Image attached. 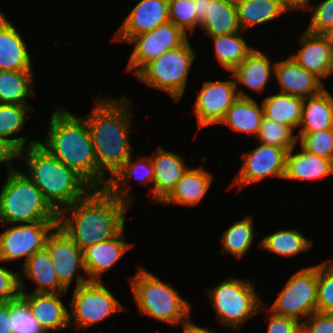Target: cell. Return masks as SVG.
I'll return each mask as SVG.
<instances>
[{
    "label": "cell",
    "instance_id": "1",
    "mask_svg": "<svg viewBox=\"0 0 333 333\" xmlns=\"http://www.w3.org/2000/svg\"><path fill=\"white\" fill-rule=\"evenodd\" d=\"M130 207L106 189H93L85 198L58 213V227L84 250L114 238L124 228ZM68 213L70 216L65 218Z\"/></svg>",
    "mask_w": 333,
    "mask_h": 333
},
{
    "label": "cell",
    "instance_id": "2",
    "mask_svg": "<svg viewBox=\"0 0 333 333\" xmlns=\"http://www.w3.org/2000/svg\"><path fill=\"white\" fill-rule=\"evenodd\" d=\"M98 97L90 113L84 116L91 137L98 169L105 175L114 173L132 156L129 131L132 127L131 102ZM128 108V109H127Z\"/></svg>",
    "mask_w": 333,
    "mask_h": 333
},
{
    "label": "cell",
    "instance_id": "3",
    "mask_svg": "<svg viewBox=\"0 0 333 333\" xmlns=\"http://www.w3.org/2000/svg\"><path fill=\"white\" fill-rule=\"evenodd\" d=\"M58 108V109H57ZM52 113L45 143L40 144L67 167L82 176L93 189H105L109 178L98 169L92 137L84 117L57 107Z\"/></svg>",
    "mask_w": 333,
    "mask_h": 333
},
{
    "label": "cell",
    "instance_id": "4",
    "mask_svg": "<svg viewBox=\"0 0 333 333\" xmlns=\"http://www.w3.org/2000/svg\"><path fill=\"white\" fill-rule=\"evenodd\" d=\"M20 158L27 162L28 172L25 174L57 213L63 209L62 206L73 205L93 190L82 176L53 156L40 142L20 150Z\"/></svg>",
    "mask_w": 333,
    "mask_h": 333
},
{
    "label": "cell",
    "instance_id": "5",
    "mask_svg": "<svg viewBox=\"0 0 333 333\" xmlns=\"http://www.w3.org/2000/svg\"><path fill=\"white\" fill-rule=\"evenodd\" d=\"M129 283L140 314L172 326L190 322L187 320L192 310L190 303L180 297L179 292L170 284L162 282L152 272L140 267Z\"/></svg>",
    "mask_w": 333,
    "mask_h": 333
},
{
    "label": "cell",
    "instance_id": "6",
    "mask_svg": "<svg viewBox=\"0 0 333 333\" xmlns=\"http://www.w3.org/2000/svg\"><path fill=\"white\" fill-rule=\"evenodd\" d=\"M0 221L3 225L58 221V213L30 178L15 170L7 174L0 192Z\"/></svg>",
    "mask_w": 333,
    "mask_h": 333
},
{
    "label": "cell",
    "instance_id": "7",
    "mask_svg": "<svg viewBox=\"0 0 333 333\" xmlns=\"http://www.w3.org/2000/svg\"><path fill=\"white\" fill-rule=\"evenodd\" d=\"M254 286L250 281L230 277L210 289L207 293L217 314L216 321L239 330L252 316L265 311Z\"/></svg>",
    "mask_w": 333,
    "mask_h": 333
},
{
    "label": "cell",
    "instance_id": "8",
    "mask_svg": "<svg viewBox=\"0 0 333 333\" xmlns=\"http://www.w3.org/2000/svg\"><path fill=\"white\" fill-rule=\"evenodd\" d=\"M196 54L189 39L146 64L136 77L150 87L164 91L179 101L186 88L188 74Z\"/></svg>",
    "mask_w": 333,
    "mask_h": 333
},
{
    "label": "cell",
    "instance_id": "9",
    "mask_svg": "<svg viewBox=\"0 0 333 333\" xmlns=\"http://www.w3.org/2000/svg\"><path fill=\"white\" fill-rule=\"evenodd\" d=\"M69 312V325L73 327L75 318L77 329H87L113 313L123 310L121 303L113 296L102 281H89L78 275Z\"/></svg>",
    "mask_w": 333,
    "mask_h": 333
},
{
    "label": "cell",
    "instance_id": "10",
    "mask_svg": "<svg viewBox=\"0 0 333 333\" xmlns=\"http://www.w3.org/2000/svg\"><path fill=\"white\" fill-rule=\"evenodd\" d=\"M277 315L301 321L317 311V265L302 268L291 276L271 305Z\"/></svg>",
    "mask_w": 333,
    "mask_h": 333
},
{
    "label": "cell",
    "instance_id": "11",
    "mask_svg": "<svg viewBox=\"0 0 333 333\" xmlns=\"http://www.w3.org/2000/svg\"><path fill=\"white\" fill-rule=\"evenodd\" d=\"M58 221H37L7 228L0 233V261L23 259L24 263L35 253L45 249L48 236Z\"/></svg>",
    "mask_w": 333,
    "mask_h": 333
},
{
    "label": "cell",
    "instance_id": "12",
    "mask_svg": "<svg viewBox=\"0 0 333 333\" xmlns=\"http://www.w3.org/2000/svg\"><path fill=\"white\" fill-rule=\"evenodd\" d=\"M188 39L179 27L168 21L156 29L132 37L127 43L134 44L126 70L136 75L146 64L157 59L168 50L182 45Z\"/></svg>",
    "mask_w": 333,
    "mask_h": 333
},
{
    "label": "cell",
    "instance_id": "13",
    "mask_svg": "<svg viewBox=\"0 0 333 333\" xmlns=\"http://www.w3.org/2000/svg\"><path fill=\"white\" fill-rule=\"evenodd\" d=\"M287 154V150L260 143L255 149L242 155L244 162L233 185L243 188L266 177L284 179Z\"/></svg>",
    "mask_w": 333,
    "mask_h": 333
},
{
    "label": "cell",
    "instance_id": "14",
    "mask_svg": "<svg viewBox=\"0 0 333 333\" xmlns=\"http://www.w3.org/2000/svg\"><path fill=\"white\" fill-rule=\"evenodd\" d=\"M237 86L234 80L204 82L196 98L194 110L198 129L220 123L238 98Z\"/></svg>",
    "mask_w": 333,
    "mask_h": 333
},
{
    "label": "cell",
    "instance_id": "15",
    "mask_svg": "<svg viewBox=\"0 0 333 333\" xmlns=\"http://www.w3.org/2000/svg\"><path fill=\"white\" fill-rule=\"evenodd\" d=\"M169 21L168 0H140L117 30L114 40L128 42Z\"/></svg>",
    "mask_w": 333,
    "mask_h": 333
},
{
    "label": "cell",
    "instance_id": "16",
    "mask_svg": "<svg viewBox=\"0 0 333 333\" xmlns=\"http://www.w3.org/2000/svg\"><path fill=\"white\" fill-rule=\"evenodd\" d=\"M45 249L60 282L68 289L78 269L85 272L83 250L58 226L48 236Z\"/></svg>",
    "mask_w": 333,
    "mask_h": 333
},
{
    "label": "cell",
    "instance_id": "17",
    "mask_svg": "<svg viewBox=\"0 0 333 333\" xmlns=\"http://www.w3.org/2000/svg\"><path fill=\"white\" fill-rule=\"evenodd\" d=\"M302 48L290 56L321 81L333 74V49L322 34L304 31L299 36Z\"/></svg>",
    "mask_w": 333,
    "mask_h": 333
},
{
    "label": "cell",
    "instance_id": "18",
    "mask_svg": "<svg viewBox=\"0 0 333 333\" xmlns=\"http://www.w3.org/2000/svg\"><path fill=\"white\" fill-rule=\"evenodd\" d=\"M124 228L114 237L91 245L83 250V264L89 281H102V273L114 264L134 245L124 242Z\"/></svg>",
    "mask_w": 333,
    "mask_h": 333
},
{
    "label": "cell",
    "instance_id": "19",
    "mask_svg": "<svg viewBox=\"0 0 333 333\" xmlns=\"http://www.w3.org/2000/svg\"><path fill=\"white\" fill-rule=\"evenodd\" d=\"M64 293H24L20 298L28 305L32 315L37 319L42 329L49 333L69 327V311L60 299Z\"/></svg>",
    "mask_w": 333,
    "mask_h": 333
},
{
    "label": "cell",
    "instance_id": "20",
    "mask_svg": "<svg viewBox=\"0 0 333 333\" xmlns=\"http://www.w3.org/2000/svg\"><path fill=\"white\" fill-rule=\"evenodd\" d=\"M273 64L281 93L308 98L325 88L317 76L301 67L290 55Z\"/></svg>",
    "mask_w": 333,
    "mask_h": 333
},
{
    "label": "cell",
    "instance_id": "21",
    "mask_svg": "<svg viewBox=\"0 0 333 333\" xmlns=\"http://www.w3.org/2000/svg\"><path fill=\"white\" fill-rule=\"evenodd\" d=\"M151 157L154 168L153 194L154 202L160 203L175 187L189 169L184 158L177 153L158 147Z\"/></svg>",
    "mask_w": 333,
    "mask_h": 333
},
{
    "label": "cell",
    "instance_id": "22",
    "mask_svg": "<svg viewBox=\"0 0 333 333\" xmlns=\"http://www.w3.org/2000/svg\"><path fill=\"white\" fill-rule=\"evenodd\" d=\"M27 45L20 32L0 11V71L32 70Z\"/></svg>",
    "mask_w": 333,
    "mask_h": 333
},
{
    "label": "cell",
    "instance_id": "23",
    "mask_svg": "<svg viewBox=\"0 0 333 333\" xmlns=\"http://www.w3.org/2000/svg\"><path fill=\"white\" fill-rule=\"evenodd\" d=\"M238 98L227 110L225 116L220 121L221 124L228 125L232 130L239 133L254 134L257 136L262 120L264 118L263 107L242 90H237Z\"/></svg>",
    "mask_w": 333,
    "mask_h": 333
},
{
    "label": "cell",
    "instance_id": "24",
    "mask_svg": "<svg viewBox=\"0 0 333 333\" xmlns=\"http://www.w3.org/2000/svg\"><path fill=\"white\" fill-rule=\"evenodd\" d=\"M212 180L213 174L207 172L204 167L189 168L160 203L194 206L205 197Z\"/></svg>",
    "mask_w": 333,
    "mask_h": 333
},
{
    "label": "cell",
    "instance_id": "25",
    "mask_svg": "<svg viewBox=\"0 0 333 333\" xmlns=\"http://www.w3.org/2000/svg\"><path fill=\"white\" fill-rule=\"evenodd\" d=\"M299 127L300 132L296 136L333 128V96L326 88L314 96L304 98Z\"/></svg>",
    "mask_w": 333,
    "mask_h": 333
},
{
    "label": "cell",
    "instance_id": "26",
    "mask_svg": "<svg viewBox=\"0 0 333 333\" xmlns=\"http://www.w3.org/2000/svg\"><path fill=\"white\" fill-rule=\"evenodd\" d=\"M133 176L140 180L141 184H150L154 181V168L151 157H139L136 162H132L131 157L109 178L105 189L121 201H125L130 206L134 199L128 195V180ZM125 187V188H124ZM127 188V189H126Z\"/></svg>",
    "mask_w": 333,
    "mask_h": 333
},
{
    "label": "cell",
    "instance_id": "27",
    "mask_svg": "<svg viewBox=\"0 0 333 333\" xmlns=\"http://www.w3.org/2000/svg\"><path fill=\"white\" fill-rule=\"evenodd\" d=\"M297 153L292 148L286 158L284 179L315 180L333 174V161L309 153L301 147Z\"/></svg>",
    "mask_w": 333,
    "mask_h": 333
},
{
    "label": "cell",
    "instance_id": "28",
    "mask_svg": "<svg viewBox=\"0 0 333 333\" xmlns=\"http://www.w3.org/2000/svg\"><path fill=\"white\" fill-rule=\"evenodd\" d=\"M271 64L270 58L256 48L232 71L230 76L235 79L236 84L239 82L256 92H263L270 76L275 74V67Z\"/></svg>",
    "mask_w": 333,
    "mask_h": 333
},
{
    "label": "cell",
    "instance_id": "29",
    "mask_svg": "<svg viewBox=\"0 0 333 333\" xmlns=\"http://www.w3.org/2000/svg\"><path fill=\"white\" fill-rule=\"evenodd\" d=\"M23 269V275L37 285L34 293H66L68 290L60 282L46 249L35 252L23 263Z\"/></svg>",
    "mask_w": 333,
    "mask_h": 333
},
{
    "label": "cell",
    "instance_id": "30",
    "mask_svg": "<svg viewBox=\"0 0 333 333\" xmlns=\"http://www.w3.org/2000/svg\"><path fill=\"white\" fill-rule=\"evenodd\" d=\"M210 37L238 33L241 30L235 0H212L199 28Z\"/></svg>",
    "mask_w": 333,
    "mask_h": 333
},
{
    "label": "cell",
    "instance_id": "31",
    "mask_svg": "<svg viewBox=\"0 0 333 333\" xmlns=\"http://www.w3.org/2000/svg\"><path fill=\"white\" fill-rule=\"evenodd\" d=\"M303 101L302 97L281 92L267 96L261 102L264 117L289 126L292 130L299 128Z\"/></svg>",
    "mask_w": 333,
    "mask_h": 333
},
{
    "label": "cell",
    "instance_id": "32",
    "mask_svg": "<svg viewBox=\"0 0 333 333\" xmlns=\"http://www.w3.org/2000/svg\"><path fill=\"white\" fill-rule=\"evenodd\" d=\"M235 4L242 31L272 21L287 12L280 0H235Z\"/></svg>",
    "mask_w": 333,
    "mask_h": 333
},
{
    "label": "cell",
    "instance_id": "33",
    "mask_svg": "<svg viewBox=\"0 0 333 333\" xmlns=\"http://www.w3.org/2000/svg\"><path fill=\"white\" fill-rule=\"evenodd\" d=\"M32 70L0 71V104L29 105L28 97L34 94Z\"/></svg>",
    "mask_w": 333,
    "mask_h": 333
},
{
    "label": "cell",
    "instance_id": "34",
    "mask_svg": "<svg viewBox=\"0 0 333 333\" xmlns=\"http://www.w3.org/2000/svg\"><path fill=\"white\" fill-rule=\"evenodd\" d=\"M29 111L33 113L31 105L0 104V137L10 140L19 150L39 142V140L27 141L28 138L24 136L9 138L22 131Z\"/></svg>",
    "mask_w": 333,
    "mask_h": 333
},
{
    "label": "cell",
    "instance_id": "35",
    "mask_svg": "<svg viewBox=\"0 0 333 333\" xmlns=\"http://www.w3.org/2000/svg\"><path fill=\"white\" fill-rule=\"evenodd\" d=\"M244 31L233 34H225L211 37L214 43L215 57L220 65L232 72L254 49L249 47L241 34Z\"/></svg>",
    "mask_w": 333,
    "mask_h": 333
},
{
    "label": "cell",
    "instance_id": "36",
    "mask_svg": "<svg viewBox=\"0 0 333 333\" xmlns=\"http://www.w3.org/2000/svg\"><path fill=\"white\" fill-rule=\"evenodd\" d=\"M313 241L307 239L301 232L295 229L278 230L265 236L259 243V247L283 257H294L300 252H305L313 246Z\"/></svg>",
    "mask_w": 333,
    "mask_h": 333
},
{
    "label": "cell",
    "instance_id": "37",
    "mask_svg": "<svg viewBox=\"0 0 333 333\" xmlns=\"http://www.w3.org/2000/svg\"><path fill=\"white\" fill-rule=\"evenodd\" d=\"M255 235L252 216L246 215L243 220H236L223 233L221 253H230L240 260L250 249Z\"/></svg>",
    "mask_w": 333,
    "mask_h": 333
},
{
    "label": "cell",
    "instance_id": "38",
    "mask_svg": "<svg viewBox=\"0 0 333 333\" xmlns=\"http://www.w3.org/2000/svg\"><path fill=\"white\" fill-rule=\"evenodd\" d=\"M257 139L262 144L276 146L288 152L295 147L297 136L289 126L279 124L278 122L263 118Z\"/></svg>",
    "mask_w": 333,
    "mask_h": 333
},
{
    "label": "cell",
    "instance_id": "39",
    "mask_svg": "<svg viewBox=\"0 0 333 333\" xmlns=\"http://www.w3.org/2000/svg\"><path fill=\"white\" fill-rule=\"evenodd\" d=\"M317 311L333 313V259L317 265Z\"/></svg>",
    "mask_w": 333,
    "mask_h": 333
},
{
    "label": "cell",
    "instance_id": "40",
    "mask_svg": "<svg viewBox=\"0 0 333 333\" xmlns=\"http://www.w3.org/2000/svg\"><path fill=\"white\" fill-rule=\"evenodd\" d=\"M10 320L9 331L12 333H46L21 298L11 301Z\"/></svg>",
    "mask_w": 333,
    "mask_h": 333
},
{
    "label": "cell",
    "instance_id": "41",
    "mask_svg": "<svg viewBox=\"0 0 333 333\" xmlns=\"http://www.w3.org/2000/svg\"><path fill=\"white\" fill-rule=\"evenodd\" d=\"M169 21L179 27L186 35L194 33L197 16L192 0H168Z\"/></svg>",
    "mask_w": 333,
    "mask_h": 333
},
{
    "label": "cell",
    "instance_id": "42",
    "mask_svg": "<svg viewBox=\"0 0 333 333\" xmlns=\"http://www.w3.org/2000/svg\"><path fill=\"white\" fill-rule=\"evenodd\" d=\"M299 140L304 150L333 161V128L297 136Z\"/></svg>",
    "mask_w": 333,
    "mask_h": 333
},
{
    "label": "cell",
    "instance_id": "43",
    "mask_svg": "<svg viewBox=\"0 0 333 333\" xmlns=\"http://www.w3.org/2000/svg\"><path fill=\"white\" fill-rule=\"evenodd\" d=\"M21 276V273L0 266V302H10L20 298L21 291L26 287Z\"/></svg>",
    "mask_w": 333,
    "mask_h": 333
},
{
    "label": "cell",
    "instance_id": "44",
    "mask_svg": "<svg viewBox=\"0 0 333 333\" xmlns=\"http://www.w3.org/2000/svg\"><path fill=\"white\" fill-rule=\"evenodd\" d=\"M312 12L307 31L322 34L325 30L333 26V0L320 1L317 6H310Z\"/></svg>",
    "mask_w": 333,
    "mask_h": 333
},
{
    "label": "cell",
    "instance_id": "45",
    "mask_svg": "<svg viewBox=\"0 0 333 333\" xmlns=\"http://www.w3.org/2000/svg\"><path fill=\"white\" fill-rule=\"evenodd\" d=\"M303 333H333V313L313 312L301 323Z\"/></svg>",
    "mask_w": 333,
    "mask_h": 333
},
{
    "label": "cell",
    "instance_id": "46",
    "mask_svg": "<svg viewBox=\"0 0 333 333\" xmlns=\"http://www.w3.org/2000/svg\"><path fill=\"white\" fill-rule=\"evenodd\" d=\"M271 312L269 316V324L267 333H299L301 331V323L295 319L280 316Z\"/></svg>",
    "mask_w": 333,
    "mask_h": 333
},
{
    "label": "cell",
    "instance_id": "47",
    "mask_svg": "<svg viewBox=\"0 0 333 333\" xmlns=\"http://www.w3.org/2000/svg\"><path fill=\"white\" fill-rule=\"evenodd\" d=\"M20 150L10 141L0 137V164L3 162L7 165L8 173L15 171L12 167L11 160L19 158Z\"/></svg>",
    "mask_w": 333,
    "mask_h": 333
},
{
    "label": "cell",
    "instance_id": "48",
    "mask_svg": "<svg viewBox=\"0 0 333 333\" xmlns=\"http://www.w3.org/2000/svg\"><path fill=\"white\" fill-rule=\"evenodd\" d=\"M11 301L0 302V333H12L9 331L11 322Z\"/></svg>",
    "mask_w": 333,
    "mask_h": 333
},
{
    "label": "cell",
    "instance_id": "49",
    "mask_svg": "<svg viewBox=\"0 0 333 333\" xmlns=\"http://www.w3.org/2000/svg\"><path fill=\"white\" fill-rule=\"evenodd\" d=\"M282 7L287 11L305 9L309 10L310 0H280Z\"/></svg>",
    "mask_w": 333,
    "mask_h": 333
},
{
    "label": "cell",
    "instance_id": "50",
    "mask_svg": "<svg viewBox=\"0 0 333 333\" xmlns=\"http://www.w3.org/2000/svg\"><path fill=\"white\" fill-rule=\"evenodd\" d=\"M192 1L194 2V7L197 16V27H198L206 17L208 4H210L212 0H192Z\"/></svg>",
    "mask_w": 333,
    "mask_h": 333
},
{
    "label": "cell",
    "instance_id": "51",
    "mask_svg": "<svg viewBox=\"0 0 333 333\" xmlns=\"http://www.w3.org/2000/svg\"><path fill=\"white\" fill-rule=\"evenodd\" d=\"M183 327V333H216L211 330H207L204 327H199L198 325H195L194 323H187L185 325H182Z\"/></svg>",
    "mask_w": 333,
    "mask_h": 333
},
{
    "label": "cell",
    "instance_id": "52",
    "mask_svg": "<svg viewBox=\"0 0 333 333\" xmlns=\"http://www.w3.org/2000/svg\"><path fill=\"white\" fill-rule=\"evenodd\" d=\"M322 35L333 49V26L325 30Z\"/></svg>",
    "mask_w": 333,
    "mask_h": 333
}]
</instances>
